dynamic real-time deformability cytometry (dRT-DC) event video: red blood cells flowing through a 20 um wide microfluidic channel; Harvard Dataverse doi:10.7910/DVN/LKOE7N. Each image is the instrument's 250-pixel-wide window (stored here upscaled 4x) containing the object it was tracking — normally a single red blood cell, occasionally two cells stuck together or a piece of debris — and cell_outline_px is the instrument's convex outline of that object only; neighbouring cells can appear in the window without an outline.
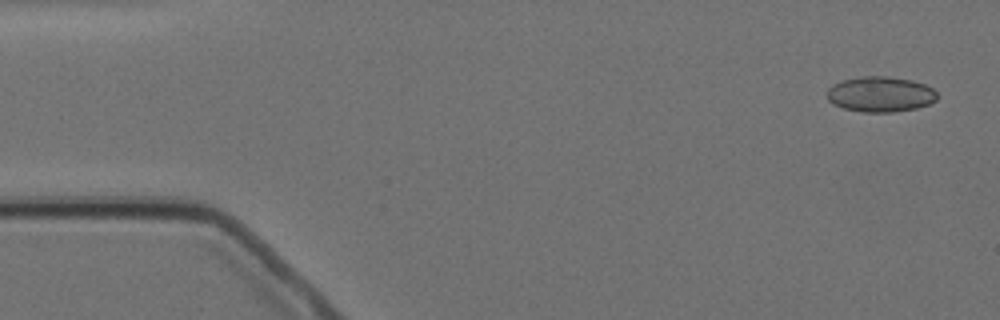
{"species": "Egyptian fruit bat (a non-hibernating species)", "species_latin": "Rousettus aegyptiacus", "temperature_condition": "cold", "stored_images_in_passage": 4, "camera_frame_rate_fps": 3000, "um_per_image_px": 0.085, "animal": {"sex": "female"}, "frame": {"image": 1, "passage_image": 1, "time_ms": 0.0, "image_size_px": [1000, 320], "cell_outline_px": [[936, 100], [928, 104], [916, 108], [892, 112], [860, 112], [844, 108], [832, 104], [828, 100], [828, 88], [832, 84], [840, 80], [864, 76], [888, 76], [912, 80], [924, 84], [932, 88], [936, 92]], "centroid_in_image_um": [74.8, 8.0], "position_along_channel_um": 10.2, "area_um2": 22.77}}
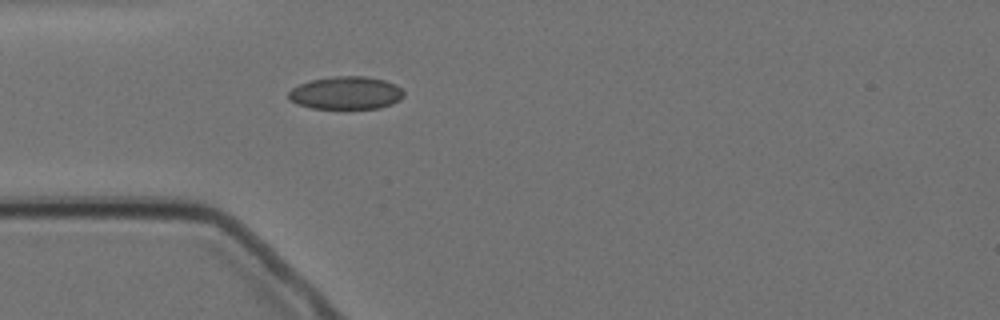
{"frame": {"image": 2, "passage_image": 4, "time_ms": 4.333, "image_size_px": [1000, 320], "cell_outline_px": [[404, 96], [400, 100], [392, 104], [380, 108], [312, 108], [296, 104], [288, 100], [288, 92], [292, 88], [308, 80], [332, 76], [364, 76], [384, 80], [396, 84], [404, 92]], "centroid_in_image_um": [29.39, 7.89], "position_along_channel_um": 55.6, "area_um2": 22.25}}